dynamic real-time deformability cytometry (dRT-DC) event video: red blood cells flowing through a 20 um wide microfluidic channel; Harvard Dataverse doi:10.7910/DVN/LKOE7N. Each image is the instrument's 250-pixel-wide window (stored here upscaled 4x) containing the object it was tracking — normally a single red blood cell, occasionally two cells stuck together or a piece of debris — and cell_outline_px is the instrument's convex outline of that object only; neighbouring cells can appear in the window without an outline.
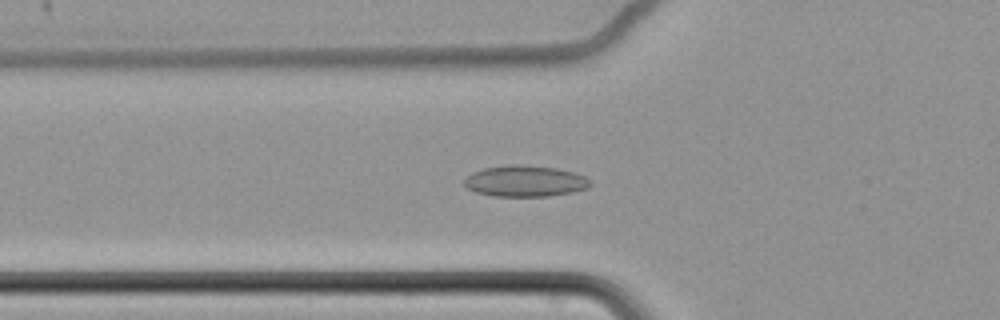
{"species": "common noctule bat (a hibernating species)", "species_latin": "Nyctalus noctula", "temperature_condition": "cold", "stored_images_in_passage": 45, "camera_frame_rate_fps": 3000, "um_per_image_px": 0.085, "animal": {"sex": "female", "body_mass_g": 22.7, "forearm_length_mm": 54.2}, "frame": {"image": 1, "passage_image": 6, "time_ms": 1.667, "image_size_px": [1000, 320], "cell_outline_px": [[592, 184], [588, 188], [572, 192], [548, 196], [492, 196], [476, 192], [468, 188], [464, 184], [464, 180], [472, 172], [484, 168], [508, 164], [516, 164], [556, 168], [572, 172], [584, 176], [592, 180]], "centroid_in_image_um": [44.64, 15.39], "position_along_channel_um": 81.2, "area_um2": 22.89}}
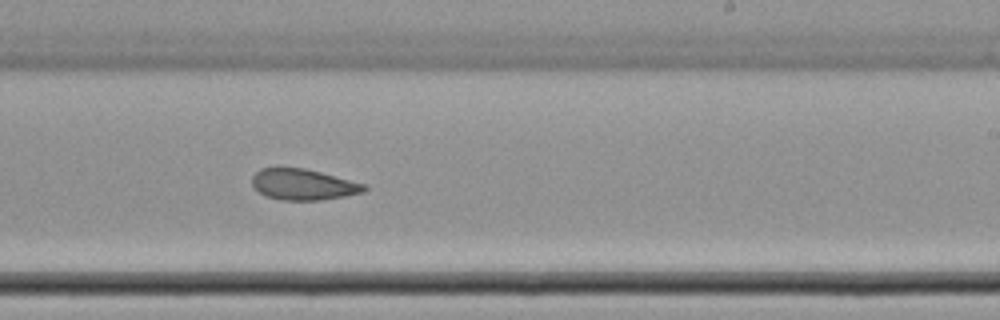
{"frame": {"image": 2, "passage_image": 22, "time_ms": 7.0, "image_size_px": [1000, 320], "cell_outline_px": [[368, 188], [364, 192], [344, 196], [320, 200], [280, 200], [268, 196], [260, 192], [252, 184], [252, 176], [260, 168], [304, 168], [368, 184]], "centroid_in_image_um": [25.82, 15.68], "position_along_channel_um": 263.2, "area_um2": 20.17}}
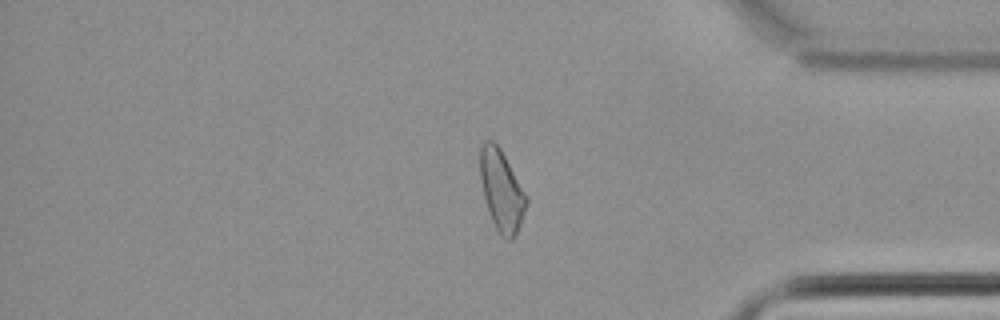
{"frame": {"image": 3, "passage_image": 35, "time_ms": 11.333, "image_size_px": [1000, 320], "cell_outline_px": [[528, 204], [520, 224], [512, 240], [508, 240], [500, 236], [492, 220], [484, 196], [480, 176], [480, 148], [484, 140], [492, 140], [500, 148], [528, 196]], "centroid_in_image_um": [42.65, 16.19], "position_along_channel_um": 392.6, "area_um2": 21.68}, "authors_computed_cell_mechanics": {"area_um2": 21.675, "velocity_mm_per_s": 3.4301, "shape_relaxation_time_tau1_ms": null, "shape_relaxation_time_tau2_ms": 4.9604, "deformation_change_tau1": null, "deformation_change_tau2": 0.0955}}